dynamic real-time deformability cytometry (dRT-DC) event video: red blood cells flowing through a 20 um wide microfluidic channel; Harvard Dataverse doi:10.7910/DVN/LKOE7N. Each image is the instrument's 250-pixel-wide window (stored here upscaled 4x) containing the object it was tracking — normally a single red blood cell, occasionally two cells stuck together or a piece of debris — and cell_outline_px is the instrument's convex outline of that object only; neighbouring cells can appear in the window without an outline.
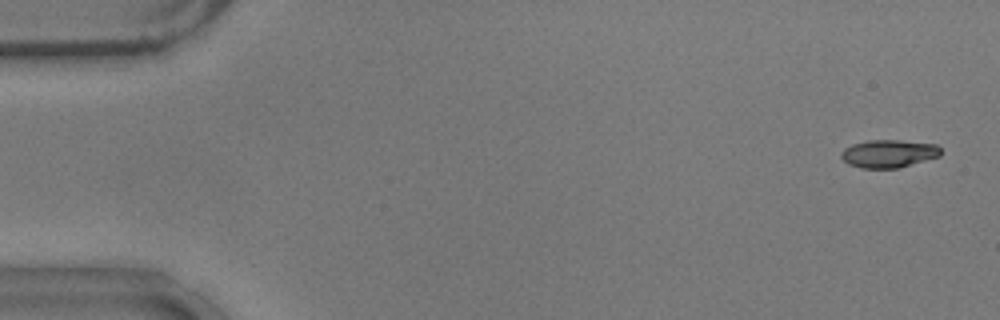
{"species": "common noctule bat (a hibernating species)", "species_latin": "Nyctalus noctula", "temperature_condition": "warm", "stored_images_in_passage": 53, "camera_frame_rate_fps": 3000, "um_per_image_px": 0.085, "animal": {"sex": "male", "body_mass_g": 17.9}, "frame": {"image": 1, "passage_image": 2, "time_ms": 0.333, "image_size_px": [1000, 320], "cell_outline_px": [[940, 156], [900, 168], [860, 168], [848, 164], [840, 156], [840, 152], [844, 148], [852, 144], [868, 140], [900, 140], [936, 144], [940, 148]], "centroid_in_image_um": [75.52, 13.06], "position_along_channel_um": 9.5, "area_um2": 16.3}}
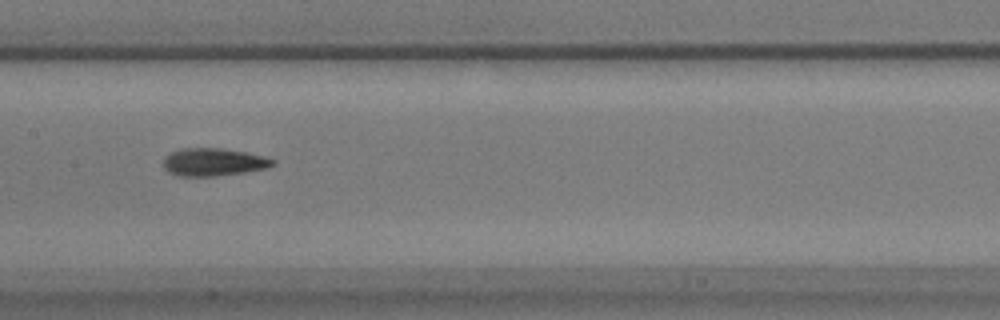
{"frame": {"image": 2, "passage_image": 27, "time_ms": 8.667, "image_size_px": [1000, 320], "cell_outline_px": [[276, 164], [268, 168], [244, 172], [216, 176], [176, 176], [168, 172], [164, 168], [164, 160], [172, 152], [184, 148], [220, 148], [248, 152], [264, 156], [276, 160]], "centroid_in_image_um": [18.2, 13.78], "position_along_channel_um": 189.2, "area_um2": 17.74}}
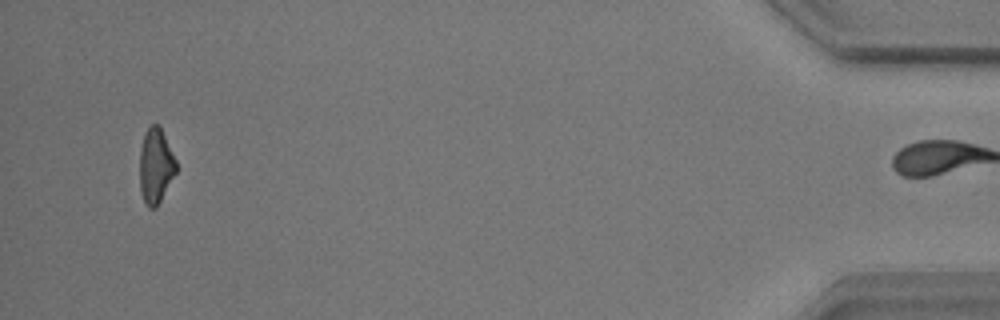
{"frame": {"image": 3, "passage_image": 52, "time_ms": 17.0, "image_size_px": [1000, 320], "cell_outline_px": [[176, 172], [156, 208], [148, 208], [144, 200], [140, 188], [140, 148], [144, 136], [148, 128], [152, 124], [160, 124], [176, 160]], "centroid_in_image_um": [13.24, 14.08], "position_along_channel_um": 422.0, "area_um2": 15.84}, "authors_computed_cell_mechanics": {"area_um2": 16.9354, "velocity_mm_per_s": 3.7467, "shape_relaxation_time_tau1_ms": 5.2389, "shape_relaxation_time_tau2_ms": 4.4251, "deformation_change_tau1": 0.1644, "deformation_change_tau2": 0.1288}}